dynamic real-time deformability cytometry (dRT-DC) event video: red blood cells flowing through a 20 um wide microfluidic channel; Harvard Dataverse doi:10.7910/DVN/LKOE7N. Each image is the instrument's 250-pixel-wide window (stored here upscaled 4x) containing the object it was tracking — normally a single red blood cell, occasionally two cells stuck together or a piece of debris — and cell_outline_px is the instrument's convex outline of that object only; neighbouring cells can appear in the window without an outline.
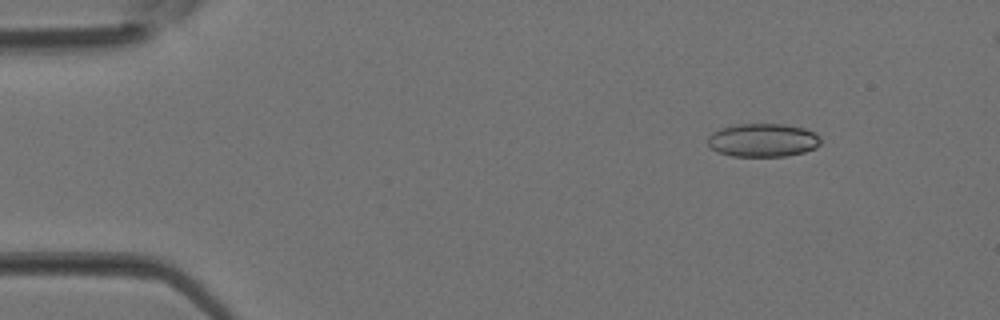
{"species": "Egyptian fruit bat (a non-hibernating species)", "species_latin": "Rousettus aegyptiacus", "temperature_condition": "room temperature", "stored_images_in_passage": 3, "camera_frame_rate_fps": 3000, "um_per_image_px": 0.085, "animal": {"sex": "female"}, "frame": {"image": 1, "passage_image": 1, "time_ms": 0.0, "image_size_px": [1000, 320], "cell_outline_px": [[820, 144], [816, 148], [804, 152], [784, 156], [732, 156], [716, 152], [708, 144], [708, 136], [712, 132], [720, 128], [736, 124], [784, 124], [804, 128], [816, 132], [820, 136]], "centroid_in_image_um": [64.85, 11.91], "position_along_channel_um": 20.2, "area_um2": 22.14}}